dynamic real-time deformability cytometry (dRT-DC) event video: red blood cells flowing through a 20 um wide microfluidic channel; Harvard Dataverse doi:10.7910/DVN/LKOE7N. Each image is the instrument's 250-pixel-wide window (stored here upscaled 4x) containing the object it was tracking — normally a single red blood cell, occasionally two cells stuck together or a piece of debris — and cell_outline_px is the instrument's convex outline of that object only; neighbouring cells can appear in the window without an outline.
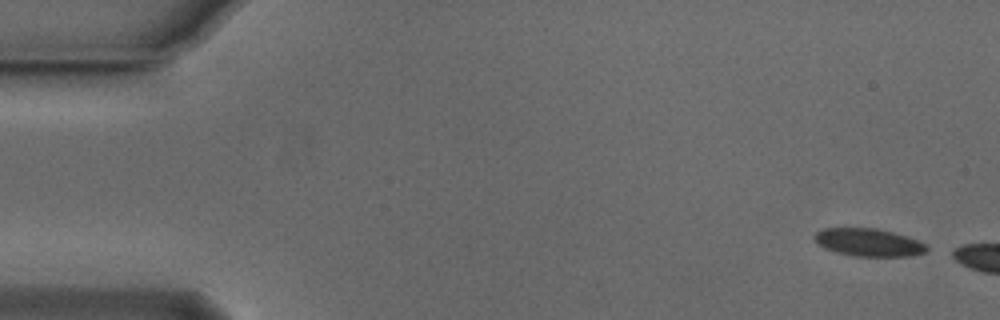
{"species": "Egyptian fruit bat (a non-hibernating species)", "species_latin": "Rousettus aegyptiacus", "temperature_condition": "cold", "stored_images_in_passage": 5, "camera_frame_rate_fps": 3000, "um_per_image_px": 0.085, "animal": {"sex": "male"}, "frame": {"image": 1, "passage_image": 1, "time_ms": 0.0, "image_size_px": [1000, 320], "cell_outline_px": [[928, 248], [924, 252], [912, 256], [852, 256], [836, 252], [824, 248], [816, 244], [812, 236], [816, 232], [824, 228], [876, 228], [908, 236], [924, 244]], "centroid_in_image_um": [73.77, 20.6], "position_along_channel_um": 11.2, "area_um2": 18.21}}